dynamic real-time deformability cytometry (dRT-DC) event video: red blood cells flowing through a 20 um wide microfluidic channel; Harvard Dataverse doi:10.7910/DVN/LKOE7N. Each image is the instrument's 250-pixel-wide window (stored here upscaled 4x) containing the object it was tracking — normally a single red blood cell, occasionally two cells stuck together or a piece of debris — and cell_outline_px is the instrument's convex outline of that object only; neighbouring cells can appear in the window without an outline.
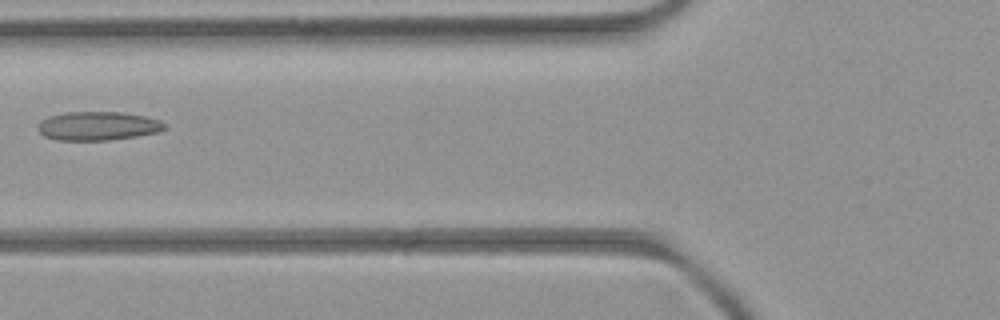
{"species": "common noctule bat (a hibernating species)", "species_latin": "Nyctalus noctula", "temperature_condition": "room temperature", "stored_images_in_passage": 2, "camera_frame_rate_fps": 3000, "um_per_image_px": 0.085, "animal": {"sex": "female", "body_mass_g": 21.9}, "frame": {"image": 1, "passage_image": 2, "time_ms": 1.0, "image_size_px": [1000, 320], "cell_outline_px": [[164, 128], [160, 132], [136, 136], [108, 140], [56, 140], [44, 136], [36, 128], [40, 120], [48, 116], [64, 112], [124, 112], [144, 116], [160, 120], [164, 124]], "centroid_in_image_um": [8.27, 10.7], "position_along_channel_um": 117.5, "area_um2": 21.33}}